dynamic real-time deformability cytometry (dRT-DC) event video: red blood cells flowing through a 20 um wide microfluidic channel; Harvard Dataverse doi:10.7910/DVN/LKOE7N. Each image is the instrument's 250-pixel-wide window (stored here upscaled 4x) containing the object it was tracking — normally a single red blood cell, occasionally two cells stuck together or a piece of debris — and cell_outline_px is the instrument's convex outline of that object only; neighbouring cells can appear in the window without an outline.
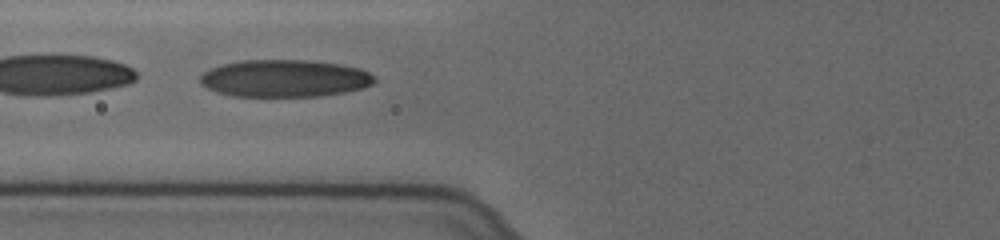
{"species": "human", "species_latin": "Homo sapiens", "temperature_condition": "cold", "stored_images_in_passage": 59, "camera_frame_rate_fps": 3000, "um_per_image_px": 0.085, "donor": {"sex": "female"}, "frame": {"image": 1, "passage_image": 28, "time_ms": 9.0, "image_size_px": [1000, 240], "cell_outline_px": [[376, 80], [372, 84], [360, 88], [344, 92], [320, 96], [232, 96], [216, 92], [200, 84], [200, 76], [204, 72], [212, 68], [224, 64], [240, 60], [308, 60], [340, 64], [360, 68], [376, 76]], "centroid_in_image_um": [24.19, 6.66], "position_along_channel_um": 101.6, "area_um2": 37.86}}
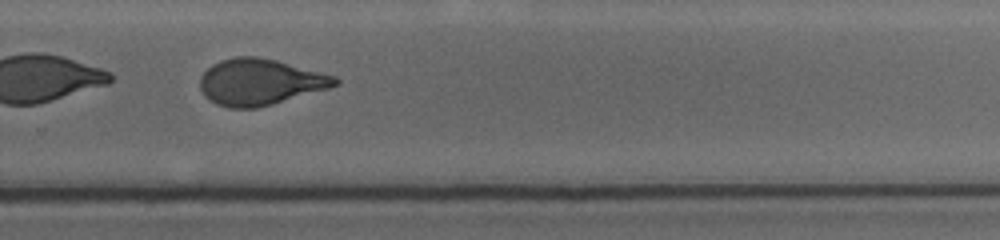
{"frame": {"image": 2, "passage_image": 45, "time_ms": 14.667, "image_size_px": [1000, 240], "cell_outline_px": [[340, 84], [328, 88], [272, 104], [256, 108], [228, 108], [216, 104], [208, 100], [204, 96], [200, 88], [200, 76], [212, 64], [220, 60], [236, 56], [256, 56], [276, 60], [336, 76], [340, 80]], "centroid_in_image_um": [22.07, 6.97], "position_along_channel_um": 307.7, "area_um2": 36.41}, "authors_computed_cell_mechanics": {"area_um2": 38.3214, "velocity_mm_per_s": 3.6337, "shape_relaxation_time_tau1_ms": 4.3909, "shape_relaxation_time_tau2_ms": 1.4279, "deformation_change_tau1": 0.1833, "deformation_change_tau2": 0.0776}}